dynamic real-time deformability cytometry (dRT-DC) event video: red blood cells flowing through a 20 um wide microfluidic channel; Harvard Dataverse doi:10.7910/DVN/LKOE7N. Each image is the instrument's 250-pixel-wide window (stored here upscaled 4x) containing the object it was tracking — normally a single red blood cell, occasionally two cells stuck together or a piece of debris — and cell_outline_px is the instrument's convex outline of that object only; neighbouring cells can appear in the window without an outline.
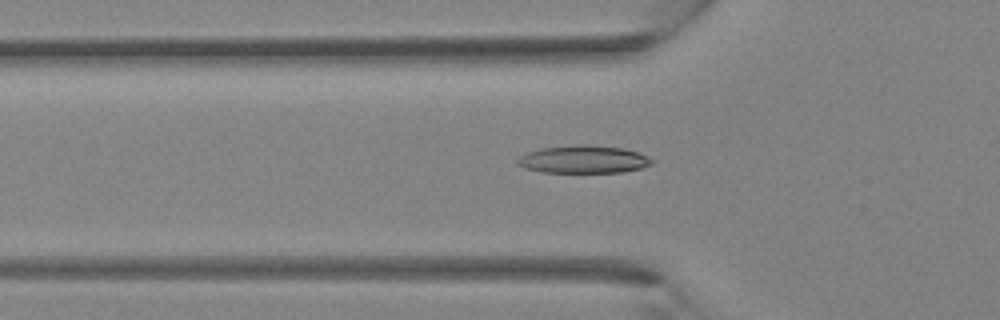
{"species": "Egyptian fruit bat (a non-hibernating species)", "species_latin": "Rousettus aegyptiacus", "temperature_condition": "room temperature", "stored_images_in_passage": 39, "segment_of_instrument_passage": [1, 2], "camera_frame_rate_fps": 3000, "um_per_image_px": 0.085, "animal": {"sex": "female"}, "frame": {"image": 1, "passage_image": 13, "time_ms": 4.0, "image_size_px": [1000, 320], "cell_outline_px": [[656, 160], [652, 164], [640, 168], [620, 172], [540, 172], [524, 168], [516, 164], [516, 160], [520, 156], [528, 152], [540, 148], [576, 144], [584, 144], [624, 148], [640, 152]], "centroid_in_image_um": [49.6, 13.54], "position_along_channel_um": 76.2, "area_um2": 21.96}}
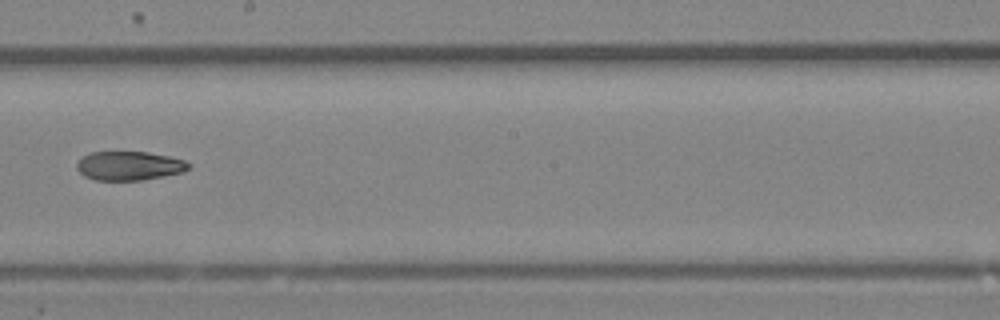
{"frame": {"image": 2, "passage_image": 22, "time_ms": 7.0, "image_size_px": [1000, 320], "cell_outline_px": [[192, 164], [184, 172], [140, 180], [96, 180], [84, 176], [76, 168], [76, 164], [88, 152], [148, 152], [168, 156], [184, 160]], "centroid_in_image_um": [10.98, 14.09], "position_along_channel_um": 237.2, "area_um2": 18.79}}
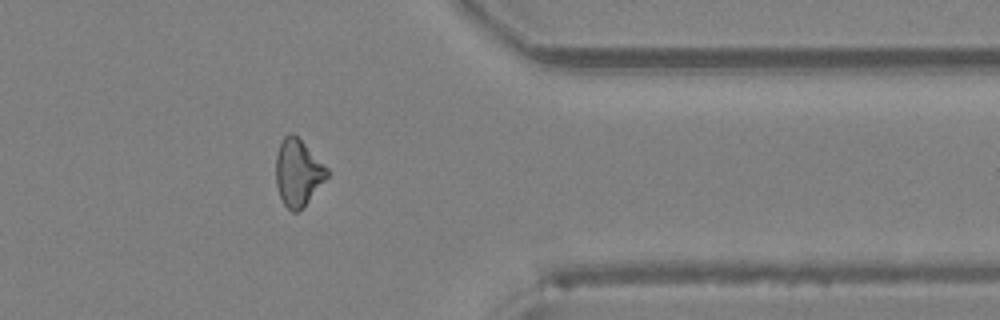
{"frame": {"image": 3, "passage_image": 31, "time_ms": 10.0, "image_size_px": [1000, 320], "cell_outline_px": [[328, 176], [308, 200], [296, 212], [292, 212], [284, 204], [280, 196], [276, 184], [276, 156], [280, 140], [288, 132], [292, 132], [328, 168]], "centroid_in_image_um": [25.29, 14.63], "position_along_channel_um": 386.1, "area_um2": 19.48}}